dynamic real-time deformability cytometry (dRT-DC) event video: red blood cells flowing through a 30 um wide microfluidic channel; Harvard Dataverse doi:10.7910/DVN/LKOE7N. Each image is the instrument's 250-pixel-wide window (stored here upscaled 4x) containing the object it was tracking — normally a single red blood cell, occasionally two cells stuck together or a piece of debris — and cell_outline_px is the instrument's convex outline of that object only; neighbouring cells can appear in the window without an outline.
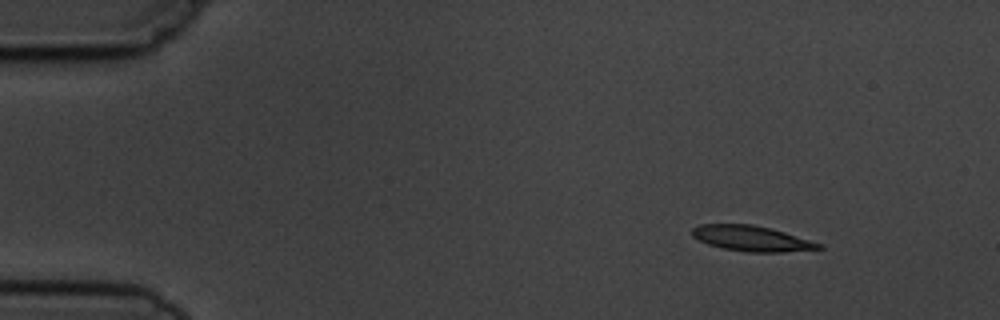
{"species": "common noctule bat (a hibernating species)", "species_latin": "Nyctalus noctula", "temperature_condition": "cold", "stored_images_in_passage": 9, "camera_frame_rate_fps": 3000, "um_per_image_px": 0.085, "animal": {"sex": "male", "body_mass_g": 19.5, "forearm_length_mm": 54.6}, "frame": {"image": 1, "passage_image": 1, "time_ms": 0.0, "image_size_px": [1000, 320], "cell_outline_px": [[824, 248], [784, 252], [748, 252], [724, 248], [708, 244], [692, 236], [692, 228], [700, 224], [752, 224], [784, 232], [824, 244]], "centroid_in_image_um": [63.91, 20.27], "position_along_channel_um": 21.1, "area_um2": 18.61}}
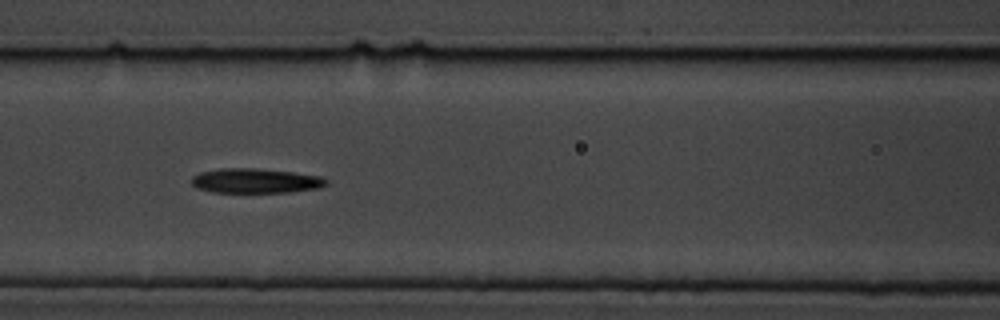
{"frame": {"image": 2, "passage_image": 6, "time_ms": 5.667, "image_size_px": [1000, 320], "cell_outline_px": [[328, 184], [320, 188], [292, 192], [212, 192], [196, 188], [192, 184], [192, 176], [200, 172], [220, 168], [256, 168], [292, 172], [320, 176], [328, 180]], "centroid_in_image_um": [21.73, 15.37], "position_along_channel_um": 144.9, "area_um2": 19.48}}
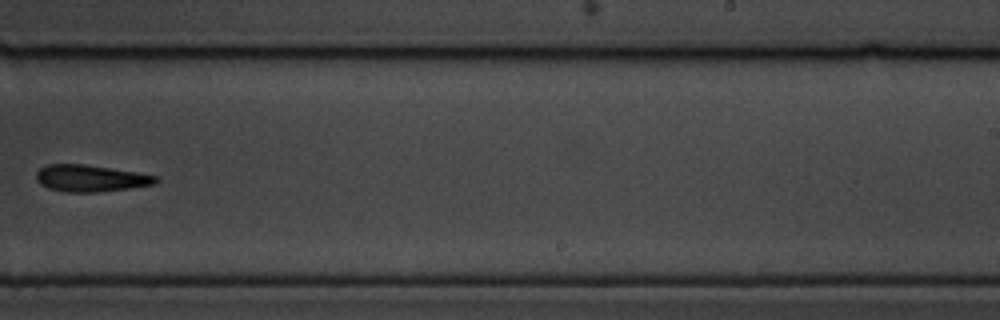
{"frame": {"image": 3, "passage_image": 9, "time_ms": 9.333, "image_size_px": [1000, 320], "cell_outline_px": [[160, 180], [156, 184], [100, 192], [64, 192], [48, 188], [40, 184], [36, 180], [36, 172], [40, 168], [48, 164], [84, 164], [136, 172], [156, 176]], "centroid_in_image_um": [7.68, 15.16], "position_along_channel_um": 281.3, "area_um2": 18.67}}